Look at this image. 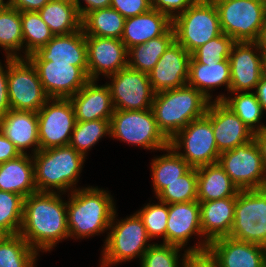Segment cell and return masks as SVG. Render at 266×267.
<instances>
[{
  "label": "cell",
  "instance_id": "56",
  "mask_svg": "<svg viewBox=\"0 0 266 267\" xmlns=\"http://www.w3.org/2000/svg\"><path fill=\"white\" fill-rule=\"evenodd\" d=\"M100 263H102V264H100L101 267H112V266H110L108 264H105L104 262H100Z\"/></svg>",
  "mask_w": 266,
  "mask_h": 267
},
{
  "label": "cell",
  "instance_id": "47",
  "mask_svg": "<svg viewBox=\"0 0 266 267\" xmlns=\"http://www.w3.org/2000/svg\"><path fill=\"white\" fill-rule=\"evenodd\" d=\"M21 155L15 145L0 131V164Z\"/></svg>",
  "mask_w": 266,
  "mask_h": 267
},
{
  "label": "cell",
  "instance_id": "26",
  "mask_svg": "<svg viewBox=\"0 0 266 267\" xmlns=\"http://www.w3.org/2000/svg\"><path fill=\"white\" fill-rule=\"evenodd\" d=\"M172 26V20L162 12L150 11L125 19L121 41L129 50L139 44L162 36Z\"/></svg>",
  "mask_w": 266,
  "mask_h": 267
},
{
  "label": "cell",
  "instance_id": "48",
  "mask_svg": "<svg viewBox=\"0 0 266 267\" xmlns=\"http://www.w3.org/2000/svg\"><path fill=\"white\" fill-rule=\"evenodd\" d=\"M83 1L86 2L85 6L81 5L80 0H73V3L77 7L81 18H83L87 13L93 10L109 8L111 4V0H83Z\"/></svg>",
  "mask_w": 266,
  "mask_h": 267
},
{
  "label": "cell",
  "instance_id": "8",
  "mask_svg": "<svg viewBox=\"0 0 266 267\" xmlns=\"http://www.w3.org/2000/svg\"><path fill=\"white\" fill-rule=\"evenodd\" d=\"M110 137L147 150H164L169 140L160 131L152 109L114 110Z\"/></svg>",
  "mask_w": 266,
  "mask_h": 267
},
{
  "label": "cell",
  "instance_id": "38",
  "mask_svg": "<svg viewBox=\"0 0 266 267\" xmlns=\"http://www.w3.org/2000/svg\"><path fill=\"white\" fill-rule=\"evenodd\" d=\"M106 135H111L110 120L76 122L69 146L86 157L87 151Z\"/></svg>",
  "mask_w": 266,
  "mask_h": 267
},
{
  "label": "cell",
  "instance_id": "22",
  "mask_svg": "<svg viewBox=\"0 0 266 267\" xmlns=\"http://www.w3.org/2000/svg\"><path fill=\"white\" fill-rule=\"evenodd\" d=\"M30 62L69 63L81 67L88 74L87 46L82 29L66 34L55 35L44 47L31 54Z\"/></svg>",
  "mask_w": 266,
  "mask_h": 267
},
{
  "label": "cell",
  "instance_id": "57",
  "mask_svg": "<svg viewBox=\"0 0 266 267\" xmlns=\"http://www.w3.org/2000/svg\"><path fill=\"white\" fill-rule=\"evenodd\" d=\"M6 235L2 232H0V242L2 241V239L5 237Z\"/></svg>",
  "mask_w": 266,
  "mask_h": 267
},
{
  "label": "cell",
  "instance_id": "54",
  "mask_svg": "<svg viewBox=\"0 0 266 267\" xmlns=\"http://www.w3.org/2000/svg\"><path fill=\"white\" fill-rule=\"evenodd\" d=\"M262 78L266 80V54L262 57Z\"/></svg>",
  "mask_w": 266,
  "mask_h": 267
},
{
  "label": "cell",
  "instance_id": "29",
  "mask_svg": "<svg viewBox=\"0 0 266 267\" xmlns=\"http://www.w3.org/2000/svg\"><path fill=\"white\" fill-rule=\"evenodd\" d=\"M238 192L239 188L218 162L197 168L198 201L236 197Z\"/></svg>",
  "mask_w": 266,
  "mask_h": 267
},
{
  "label": "cell",
  "instance_id": "27",
  "mask_svg": "<svg viewBox=\"0 0 266 267\" xmlns=\"http://www.w3.org/2000/svg\"><path fill=\"white\" fill-rule=\"evenodd\" d=\"M0 191L16 193L24 198L37 192L31 154H21L0 164Z\"/></svg>",
  "mask_w": 266,
  "mask_h": 267
},
{
  "label": "cell",
  "instance_id": "36",
  "mask_svg": "<svg viewBox=\"0 0 266 267\" xmlns=\"http://www.w3.org/2000/svg\"><path fill=\"white\" fill-rule=\"evenodd\" d=\"M0 47L4 49L6 58H22L19 53L23 48L21 12L10 6L0 12Z\"/></svg>",
  "mask_w": 266,
  "mask_h": 267
},
{
  "label": "cell",
  "instance_id": "4",
  "mask_svg": "<svg viewBox=\"0 0 266 267\" xmlns=\"http://www.w3.org/2000/svg\"><path fill=\"white\" fill-rule=\"evenodd\" d=\"M32 157L38 192L64 194L68 190L73 192L77 189L76 184L86 157L73 147L67 145L38 150Z\"/></svg>",
  "mask_w": 266,
  "mask_h": 267
},
{
  "label": "cell",
  "instance_id": "28",
  "mask_svg": "<svg viewBox=\"0 0 266 267\" xmlns=\"http://www.w3.org/2000/svg\"><path fill=\"white\" fill-rule=\"evenodd\" d=\"M231 69L229 59L200 64L191 59L187 85L200 91L208 100H213L211 91L224 86L230 92ZM210 91V92H209Z\"/></svg>",
  "mask_w": 266,
  "mask_h": 267
},
{
  "label": "cell",
  "instance_id": "7",
  "mask_svg": "<svg viewBox=\"0 0 266 267\" xmlns=\"http://www.w3.org/2000/svg\"><path fill=\"white\" fill-rule=\"evenodd\" d=\"M222 32L235 42H255L266 18V0H211Z\"/></svg>",
  "mask_w": 266,
  "mask_h": 267
},
{
  "label": "cell",
  "instance_id": "1",
  "mask_svg": "<svg viewBox=\"0 0 266 267\" xmlns=\"http://www.w3.org/2000/svg\"><path fill=\"white\" fill-rule=\"evenodd\" d=\"M57 192H35L24 198L19 234L39 254L52 250L69 235L67 202Z\"/></svg>",
  "mask_w": 266,
  "mask_h": 267
},
{
  "label": "cell",
  "instance_id": "19",
  "mask_svg": "<svg viewBox=\"0 0 266 267\" xmlns=\"http://www.w3.org/2000/svg\"><path fill=\"white\" fill-rule=\"evenodd\" d=\"M190 60L191 54L174 40L148 74L153 91L157 93L187 85Z\"/></svg>",
  "mask_w": 266,
  "mask_h": 267
},
{
  "label": "cell",
  "instance_id": "18",
  "mask_svg": "<svg viewBox=\"0 0 266 267\" xmlns=\"http://www.w3.org/2000/svg\"><path fill=\"white\" fill-rule=\"evenodd\" d=\"M263 53L255 42H235L229 56L231 69L230 92L255 89L262 78Z\"/></svg>",
  "mask_w": 266,
  "mask_h": 267
},
{
  "label": "cell",
  "instance_id": "52",
  "mask_svg": "<svg viewBox=\"0 0 266 267\" xmlns=\"http://www.w3.org/2000/svg\"><path fill=\"white\" fill-rule=\"evenodd\" d=\"M255 96L261 104L263 111L266 110V80L261 78L257 86L255 87Z\"/></svg>",
  "mask_w": 266,
  "mask_h": 267
},
{
  "label": "cell",
  "instance_id": "35",
  "mask_svg": "<svg viewBox=\"0 0 266 267\" xmlns=\"http://www.w3.org/2000/svg\"><path fill=\"white\" fill-rule=\"evenodd\" d=\"M21 28L23 35L22 58H28L44 47L53 37L48 25L36 11H21ZM26 45V46H25Z\"/></svg>",
  "mask_w": 266,
  "mask_h": 267
},
{
  "label": "cell",
  "instance_id": "3",
  "mask_svg": "<svg viewBox=\"0 0 266 267\" xmlns=\"http://www.w3.org/2000/svg\"><path fill=\"white\" fill-rule=\"evenodd\" d=\"M210 102L200 91L185 85L155 93L151 109L160 131L170 141L192 120L203 117Z\"/></svg>",
  "mask_w": 266,
  "mask_h": 267
},
{
  "label": "cell",
  "instance_id": "49",
  "mask_svg": "<svg viewBox=\"0 0 266 267\" xmlns=\"http://www.w3.org/2000/svg\"><path fill=\"white\" fill-rule=\"evenodd\" d=\"M50 0H8V6L21 11L38 12Z\"/></svg>",
  "mask_w": 266,
  "mask_h": 267
},
{
  "label": "cell",
  "instance_id": "37",
  "mask_svg": "<svg viewBox=\"0 0 266 267\" xmlns=\"http://www.w3.org/2000/svg\"><path fill=\"white\" fill-rule=\"evenodd\" d=\"M37 255L20 234L5 236L0 242V267H35Z\"/></svg>",
  "mask_w": 266,
  "mask_h": 267
},
{
  "label": "cell",
  "instance_id": "44",
  "mask_svg": "<svg viewBox=\"0 0 266 267\" xmlns=\"http://www.w3.org/2000/svg\"><path fill=\"white\" fill-rule=\"evenodd\" d=\"M110 7L125 19L144 14L152 9L150 0H111Z\"/></svg>",
  "mask_w": 266,
  "mask_h": 267
},
{
  "label": "cell",
  "instance_id": "33",
  "mask_svg": "<svg viewBox=\"0 0 266 267\" xmlns=\"http://www.w3.org/2000/svg\"><path fill=\"white\" fill-rule=\"evenodd\" d=\"M125 18L115 9H96L82 18V30L85 36H97L121 39Z\"/></svg>",
  "mask_w": 266,
  "mask_h": 267
},
{
  "label": "cell",
  "instance_id": "6",
  "mask_svg": "<svg viewBox=\"0 0 266 267\" xmlns=\"http://www.w3.org/2000/svg\"><path fill=\"white\" fill-rule=\"evenodd\" d=\"M116 213L115 210L109 227L111 231L108 232L104 242L100 261L110 266L129 262L137 257L141 261L144 253L152 245L147 243L150 238L141 218L135 212L130 217L119 221ZM114 220H118V222Z\"/></svg>",
  "mask_w": 266,
  "mask_h": 267
},
{
  "label": "cell",
  "instance_id": "45",
  "mask_svg": "<svg viewBox=\"0 0 266 267\" xmlns=\"http://www.w3.org/2000/svg\"><path fill=\"white\" fill-rule=\"evenodd\" d=\"M152 9L158 10L173 20L196 0H150ZM177 12V13H176Z\"/></svg>",
  "mask_w": 266,
  "mask_h": 267
},
{
  "label": "cell",
  "instance_id": "2",
  "mask_svg": "<svg viewBox=\"0 0 266 267\" xmlns=\"http://www.w3.org/2000/svg\"><path fill=\"white\" fill-rule=\"evenodd\" d=\"M67 201V222L70 238H86L109 230L116 210L112 196L98 187L71 192Z\"/></svg>",
  "mask_w": 266,
  "mask_h": 267
},
{
  "label": "cell",
  "instance_id": "51",
  "mask_svg": "<svg viewBox=\"0 0 266 267\" xmlns=\"http://www.w3.org/2000/svg\"><path fill=\"white\" fill-rule=\"evenodd\" d=\"M253 139L259 148L266 169V129L254 133Z\"/></svg>",
  "mask_w": 266,
  "mask_h": 267
},
{
  "label": "cell",
  "instance_id": "42",
  "mask_svg": "<svg viewBox=\"0 0 266 267\" xmlns=\"http://www.w3.org/2000/svg\"><path fill=\"white\" fill-rule=\"evenodd\" d=\"M158 203H148L136 213L141 218L148 237L152 239L162 236L163 243H166L168 204L161 201Z\"/></svg>",
  "mask_w": 266,
  "mask_h": 267
},
{
  "label": "cell",
  "instance_id": "41",
  "mask_svg": "<svg viewBox=\"0 0 266 267\" xmlns=\"http://www.w3.org/2000/svg\"><path fill=\"white\" fill-rule=\"evenodd\" d=\"M183 249L167 243L152 244L141 258V267H183L190 253L184 250L182 259L180 251ZM182 260V261H181ZM181 261V262H180ZM180 262V263H179ZM180 265V266H179Z\"/></svg>",
  "mask_w": 266,
  "mask_h": 267
},
{
  "label": "cell",
  "instance_id": "13",
  "mask_svg": "<svg viewBox=\"0 0 266 267\" xmlns=\"http://www.w3.org/2000/svg\"><path fill=\"white\" fill-rule=\"evenodd\" d=\"M37 114L40 150L69 145L76 124L69 98H49Z\"/></svg>",
  "mask_w": 266,
  "mask_h": 267
},
{
  "label": "cell",
  "instance_id": "20",
  "mask_svg": "<svg viewBox=\"0 0 266 267\" xmlns=\"http://www.w3.org/2000/svg\"><path fill=\"white\" fill-rule=\"evenodd\" d=\"M206 253L218 267H266L264 246L231 237L211 241Z\"/></svg>",
  "mask_w": 266,
  "mask_h": 267
},
{
  "label": "cell",
  "instance_id": "25",
  "mask_svg": "<svg viewBox=\"0 0 266 267\" xmlns=\"http://www.w3.org/2000/svg\"><path fill=\"white\" fill-rule=\"evenodd\" d=\"M0 131L21 154H27L25 150L32 146L31 154L40 150L37 112L11 109L0 117Z\"/></svg>",
  "mask_w": 266,
  "mask_h": 267
},
{
  "label": "cell",
  "instance_id": "50",
  "mask_svg": "<svg viewBox=\"0 0 266 267\" xmlns=\"http://www.w3.org/2000/svg\"><path fill=\"white\" fill-rule=\"evenodd\" d=\"M183 267H218L216 263L205 254H190L185 260Z\"/></svg>",
  "mask_w": 266,
  "mask_h": 267
},
{
  "label": "cell",
  "instance_id": "14",
  "mask_svg": "<svg viewBox=\"0 0 266 267\" xmlns=\"http://www.w3.org/2000/svg\"><path fill=\"white\" fill-rule=\"evenodd\" d=\"M107 78L111 80L106 84L110 88L115 110L151 109L155 92L147 73L127 66Z\"/></svg>",
  "mask_w": 266,
  "mask_h": 267
},
{
  "label": "cell",
  "instance_id": "10",
  "mask_svg": "<svg viewBox=\"0 0 266 267\" xmlns=\"http://www.w3.org/2000/svg\"><path fill=\"white\" fill-rule=\"evenodd\" d=\"M169 145L193 168L216 163L221 154L217 148L211 119L206 114L192 120L180 130L169 141ZM181 148L184 149L183 152H180Z\"/></svg>",
  "mask_w": 266,
  "mask_h": 267
},
{
  "label": "cell",
  "instance_id": "46",
  "mask_svg": "<svg viewBox=\"0 0 266 267\" xmlns=\"http://www.w3.org/2000/svg\"><path fill=\"white\" fill-rule=\"evenodd\" d=\"M6 69L0 62V117L4 116L11 110L8 97V58H6Z\"/></svg>",
  "mask_w": 266,
  "mask_h": 267
},
{
  "label": "cell",
  "instance_id": "30",
  "mask_svg": "<svg viewBox=\"0 0 266 267\" xmlns=\"http://www.w3.org/2000/svg\"><path fill=\"white\" fill-rule=\"evenodd\" d=\"M38 13L54 36L66 35L82 29V18L73 2L50 0Z\"/></svg>",
  "mask_w": 266,
  "mask_h": 267
},
{
  "label": "cell",
  "instance_id": "39",
  "mask_svg": "<svg viewBox=\"0 0 266 267\" xmlns=\"http://www.w3.org/2000/svg\"><path fill=\"white\" fill-rule=\"evenodd\" d=\"M24 197L0 191V232L6 236L19 234L23 217Z\"/></svg>",
  "mask_w": 266,
  "mask_h": 267
},
{
  "label": "cell",
  "instance_id": "16",
  "mask_svg": "<svg viewBox=\"0 0 266 267\" xmlns=\"http://www.w3.org/2000/svg\"><path fill=\"white\" fill-rule=\"evenodd\" d=\"M85 39L90 80L97 81L101 74L108 77L128 66V49L121 39L97 36Z\"/></svg>",
  "mask_w": 266,
  "mask_h": 267
},
{
  "label": "cell",
  "instance_id": "21",
  "mask_svg": "<svg viewBox=\"0 0 266 267\" xmlns=\"http://www.w3.org/2000/svg\"><path fill=\"white\" fill-rule=\"evenodd\" d=\"M206 115L211 119L220 153L233 150L253 139L254 133L222 101H211Z\"/></svg>",
  "mask_w": 266,
  "mask_h": 267
},
{
  "label": "cell",
  "instance_id": "15",
  "mask_svg": "<svg viewBox=\"0 0 266 267\" xmlns=\"http://www.w3.org/2000/svg\"><path fill=\"white\" fill-rule=\"evenodd\" d=\"M235 203L236 197L199 201L201 231L205 238L186 249L190 254H205L211 241L230 235L234 223Z\"/></svg>",
  "mask_w": 266,
  "mask_h": 267
},
{
  "label": "cell",
  "instance_id": "43",
  "mask_svg": "<svg viewBox=\"0 0 266 267\" xmlns=\"http://www.w3.org/2000/svg\"><path fill=\"white\" fill-rule=\"evenodd\" d=\"M235 41L222 33L209 42L198 47L191 53V59H196L200 64L229 59L230 51Z\"/></svg>",
  "mask_w": 266,
  "mask_h": 267
},
{
  "label": "cell",
  "instance_id": "17",
  "mask_svg": "<svg viewBox=\"0 0 266 267\" xmlns=\"http://www.w3.org/2000/svg\"><path fill=\"white\" fill-rule=\"evenodd\" d=\"M49 98H70L90 79L88 74L69 63L31 62Z\"/></svg>",
  "mask_w": 266,
  "mask_h": 267
},
{
  "label": "cell",
  "instance_id": "9",
  "mask_svg": "<svg viewBox=\"0 0 266 267\" xmlns=\"http://www.w3.org/2000/svg\"><path fill=\"white\" fill-rule=\"evenodd\" d=\"M228 237L266 245V188L239 190L234 223Z\"/></svg>",
  "mask_w": 266,
  "mask_h": 267
},
{
  "label": "cell",
  "instance_id": "23",
  "mask_svg": "<svg viewBox=\"0 0 266 267\" xmlns=\"http://www.w3.org/2000/svg\"><path fill=\"white\" fill-rule=\"evenodd\" d=\"M69 99L72 102L76 122L111 120L115 110L109 86L97 85L96 80H89Z\"/></svg>",
  "mask_w": 266,
  "mask_h": 267
},
{
  "label": "cell",
  "instance_id": "31",
  "mask_svg": "<svg viewBox=\"0 0 266 267\" xmlns=\"http://www.w3.org/2000/svg\"><path fill=\"white\" fill-rule=\"evenodd\" d=\"M174 40L175 32L171 26L162 36L131 47L128 50V67L149 74Z\"/></svg>",
  "mask_w": 266,
  "mask_h": 267
},
{
  "label": "cell",
  "instance_id": "53",
  "mask_svg": "<svg viewBox=\"0 0 266 267\" xmlns=\"http://www.w3.org/2000/svg\"><path fill=\"white\" fill-rule=\"evenodd\" d=\"M258 48L262 51L263 54H266V18L264 24L260 28L258 37L255 41Z\"/></svg>",
  "mask_w": 266,
  "mask_h": 267
},
{
  "label": "cell",
  "instance_id": "12",
  "mask_svg": "<svg viewBox=\"0 0 266 267\" xmlns=\"http://www.w3.org/2000/svg\"><path fill=\"white\" fill-rule=\"evenodd\" d=\"M218 163L239 190L266 188V169L254 139L222 152Z\"/></svg>",
  "mask_w": 266,
  "mask_h": 267
},
{
  "label": "cell",
  "instance_id": "40",
  "mask_svg": "<svg viewBox=\"0 0 266 267\" xmlns=\"http://www.w3.org/2000/svg\"><path fill=\"white\" fill-rule=\"evenodd\" d=\"M156 198L168 205L198 200L197 168L191 167L184 175L169 183Z\"/></svg>",
  "mask_w": 266,
  "mask_h": 267
},
{
  "label": "cell",
  "instance_id": "5",
  "mask_svg": "<svg viewBox=\"0 0 266 267\" xmlns=\"http://www.w3.org/2000/svg\"><path fill=\"white\" fill-rule=\"evenodd\" d=\"M175 40L188 52L222 34L219 14L211 0H196L172 20Z\"/></svg>",
  "mask_w": 266,
  "mask_h": 267
},
{
  "label": "cell",
  "instance_id": "55",
  "mask_svg": "<svg viewBox=\"0 0 266 267\" xmlns=\"http://www.w3.org/2000/svg\"><path fill=\"white\" fill-rule=\"evenodd\" d=\"M7 6H8V0L7 1L0 0V12H2Z\"/></svg>",
  "mask_w": 266,
  "mask_h": 267
},
{
  "label": "cell",
  "instance_id": "32",
  "mask_svg": "<svg viewBox=\"0 0 266 267\" xmlns=\"http://www.w3.org/2000/svg\"><path fill=\"white\" fill-rule=\"evenodd\" d=\"M164 151L167 153L152 159V185L157 196L169 183L184 175L191 166L170 145Z\"/></svg>",
  "mask_w": 266,
  "mask_h": 267
},
{
  "label": "cell",
  "instance_id": "34",
  "mask_svg": "<svg viewBox=\"0 0 266 267\" xmlns=\"http://www.w3.org/2000/svg\"><path fill=\"white\" fill-rule=\"evenodd\" d=\"M231 94L234 97H227L222 94L216 96L214 101H222L253 133L266 129V125L260 124L264 111L255 93L248 91L236 92L237 95H235V92Z\"/></svg>",
  "mask_w": 266,
  "mask_h": 267
},
{
  "label": "cell",
  "instance_id": "24",
  "mask_svg": "<svg viewBox=\"0 0 266 267\" xmlns=\"http://www.w3.org/2000/svg\"><path fill=\"white\" fill-rule=\"evenodd\" d=\"M193 234L203 237L199 201L169 204L166 243L184 248Z\"/></svg>",
  "mask_w": 266,
  "mask_h": 267
},
{
  "label": "cell",
  "instance_id": "11",
  "mask_svg": "<svg viewBox=\"0 0 266 267\" xmlns=\"http://www.w3.org/2000/svg\"><path fill=\"white\" fill-rule=\"evenodd\" d=\"M8 97L13 110L38 112L49 99L28 58H8Z\"/></svg>",
  "mask_w": 266,
  "mask_h": 267
}]
</instances>
